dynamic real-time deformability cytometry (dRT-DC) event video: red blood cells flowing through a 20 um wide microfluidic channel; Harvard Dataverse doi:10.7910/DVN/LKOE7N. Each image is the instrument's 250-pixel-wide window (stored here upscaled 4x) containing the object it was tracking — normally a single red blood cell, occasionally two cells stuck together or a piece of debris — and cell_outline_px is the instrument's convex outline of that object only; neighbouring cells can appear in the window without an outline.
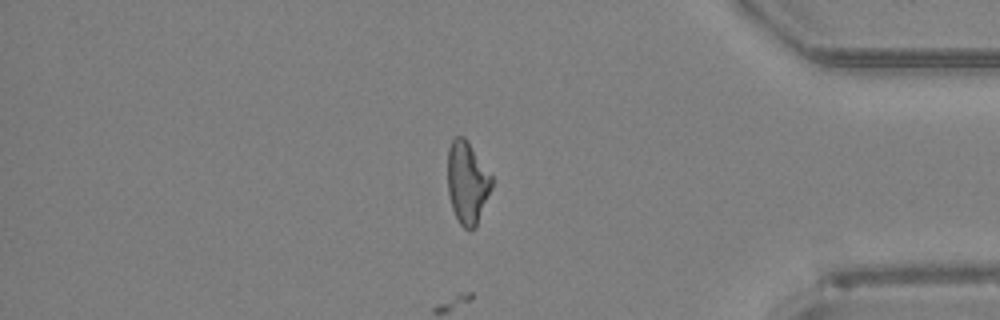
{"species": "Egyptian fruit bat (a non-hibernating species)", "species_latin": "Rousettus aegyptiacus", "temperature_condition": "room temperature", "stored_images_in_passage": 32, "camera_frame_rate_fps": 3000, "um_per_image_px": 0.085, "animal": {"sex": "female"}, "frame": {"image": 1, "passage_image": 25, "time_ms": 8.0, "image_size_px": [1000, 320], "cell_outline_px": [[492, 188], [476, 228], [472, 232], [468, 232], [460, 224], [452, 208], [448, 192], [448, 148], [452, 140], [456, 136], [464, 136], [468, 140], [492, 176]], "centroid_in_image_um": [39.73, 15.55], "position_along_channel_um": 395.5, "area_um2": 21.44}}
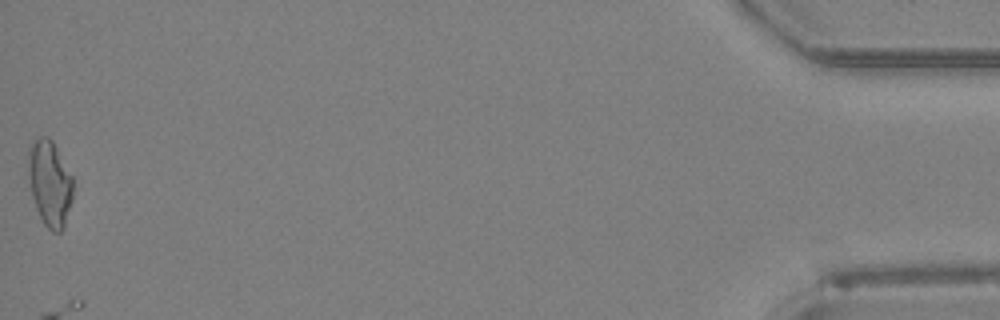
{"frame": {"image": 2, "passage_image": 32, "time_ms": 10.333, "image_size_px": [1000, 320], "cell_outline_px": [[72, 200], [64, 228], [60, 232], [52, 232], [44, 224], [36, 208], [32, 196], [28, 176], [28, 152], [32, 144], [40, 136], [48, 136], [52, 140], [72, 176]], "centroid_in_image_um": [4.23, 15.59], "position_along_channel_um": 431.0, "area_um2": 22.25}}